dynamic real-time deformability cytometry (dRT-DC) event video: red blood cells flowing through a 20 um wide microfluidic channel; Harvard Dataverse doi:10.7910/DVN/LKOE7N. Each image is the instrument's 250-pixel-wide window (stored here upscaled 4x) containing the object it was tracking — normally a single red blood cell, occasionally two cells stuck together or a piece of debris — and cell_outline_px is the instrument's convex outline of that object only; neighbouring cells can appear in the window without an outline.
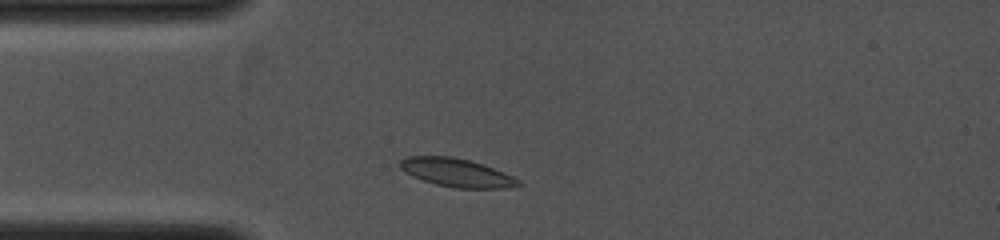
{"species": "common noctule bat (a hibernating species)", "species_latin": "Nyctalus noctula", "temperature_condition": "cold", "stored_images_in_passage": 4, "camera_frame_rate_fps": 4000, "um_per_image_px": 0.085, "animal": {"sex": "female", "body_mass_g": 19.0, "forearm_length_mm": 53.3}, "frame": {"image": 1, "passage_image": 2, "time_ms": 0.75, "image_size_px": [1000, 240], "cell_outline_px": [[524, 184], [508, 188], [456, 188], [436, 184], [412, 176], [400, 168], [400, 160], [408, 156], [452, 156], [484, 164], [504, 172], [520, 180]], "centroid_in_image_um": [38.85, 14.67], "position_along_channel_um": 46.2, "area_um2": 19.54}}
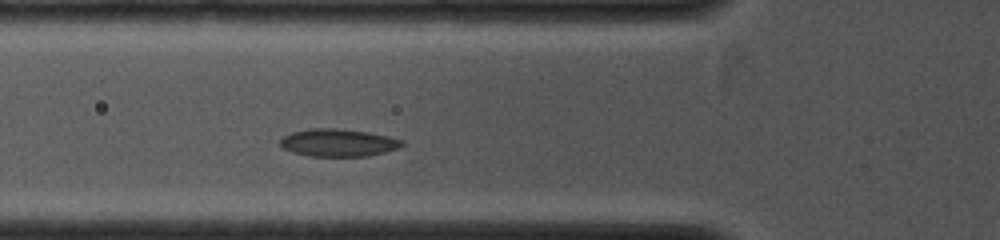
{"frame": {"image": 2, "passage_image": 4, "time_ms": 2.0, "image_size_px": [1000, 240], "cell_outline_px": [[404, 144], [396, 148], [384, 152], [368, 156], [308, 156], [292, 152], [284, 148], [280, 144], [280, 140], [284, 136], [292, 132], [308, 128], [336, 128], [368, 132], [388, 136], [404, 140]], "centroid_in_image_um": [28.74, 12.12], "position_along_channel_um": 97.1, "area_um2": 19.54}}